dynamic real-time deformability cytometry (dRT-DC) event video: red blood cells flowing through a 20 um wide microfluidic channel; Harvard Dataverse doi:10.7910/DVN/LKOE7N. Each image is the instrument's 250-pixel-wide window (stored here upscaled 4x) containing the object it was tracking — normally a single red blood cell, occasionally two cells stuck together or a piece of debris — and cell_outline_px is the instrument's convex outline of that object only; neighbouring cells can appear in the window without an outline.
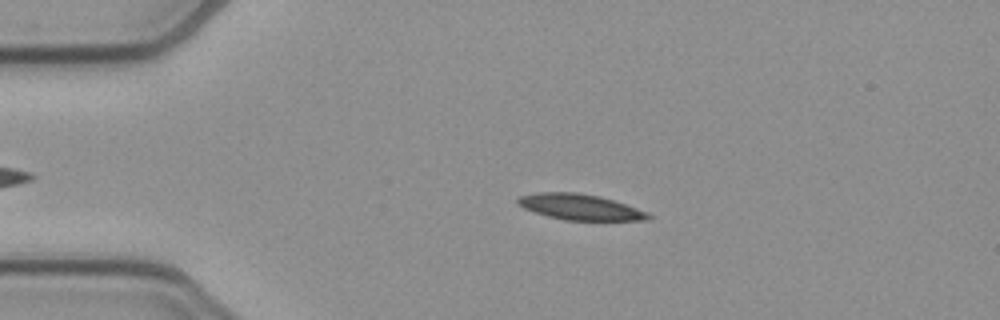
{"species": "common noctule bat (a hibernating species)", "species_latin": "Nyctalus noctula", "temperature_condition": "cold", "stored_images_in_passage": 41, "camera_frame_rate_fps": 3000, "um_per_image_px": 0.085, "animal": {"sex": "female", "body_mass_g": 21.9}, "frame": {"image": 1, "passage_image": 6, "time_ms": 1.667, "image_size_px": [1000, 320], "cell_outline_px": [[652, 216], [648, 220], [564, 220], [548, 216], [524, 208], [516, 204], [516, 200], [520, 196], [536, 192], [576, 192], [600, 196], [648, 212]], "centroid_in_image_um": [49.27, 17.59], "position_along_channel_um": 35.7, "area_um2": 19.48}}
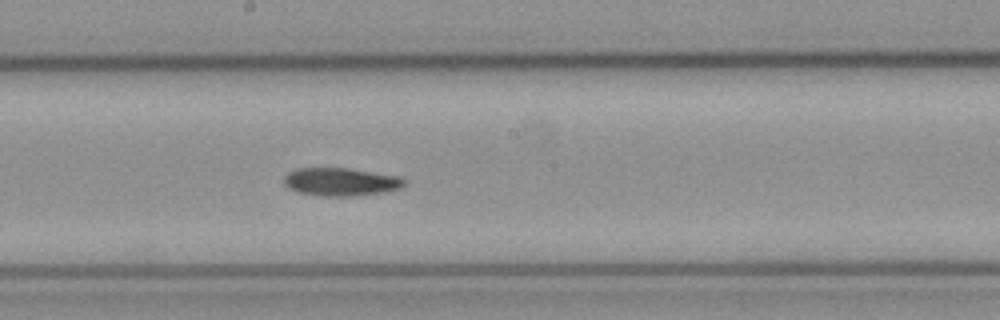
{"frame": {"image": 2, "passage_image": 23, "time_ms": 7.333, "image_size_px": [1000, 320], "cell_outline_px": [[404, 184], [400, 188], [384, 192], [352, 196], [324, 196], [296, 192], [288, 188], [284, 184], [284, 176], [288, 172], [296, 168], [348, 168], [396, 176], [404, 180]], "centroid_in_image_um": [28.89, 15.46], "position_along_channel_um": 219.3, "area_um2": 19.54}}
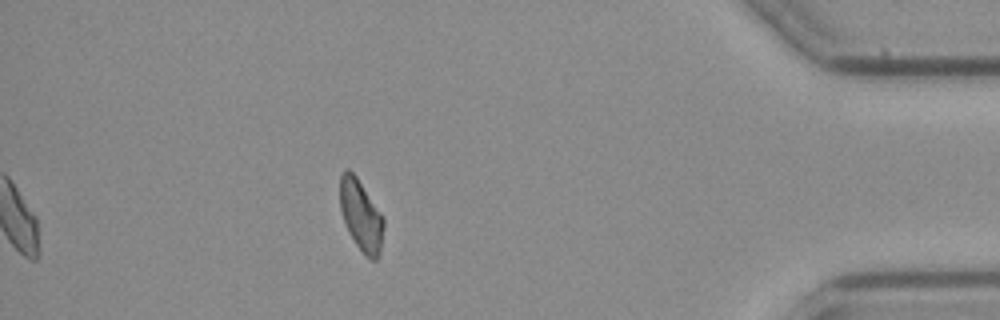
{"frame": {"image": 3, "passage_image": 41, "time_ms": 13.333, "image_size_px": [1000, 320], "cell_outline_px": [[384, 228], [380, 256], [376, 260], [372, 260], [356, 244], [344, 220], [340, 208], [340, 176], [344, 168], [348, 168], [356, 176], [384, 216]], "centroid_in_image_um": [30.71, 18.28], "position_along_channel_um": 404.5, "area_um2": 17.98}, "authors_computed_cell_mechanics": {"area_um2": 19.4786, "velocity_mm_per_s": 3.8991, "shape_relaxation_time_tau1_ms": 6.6901, "shape_relaxation_time_tau2_ms": null, "deformation_change_tau1": 0.157, "deformation_change_tau2": null}}